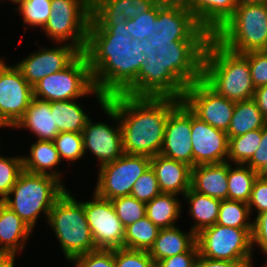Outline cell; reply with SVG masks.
Listing matches in <instances>:
<instances>
[{
	"label": "cell",
	"mask_w": 267,
	"mask_h": 267,
	"mask_svg": "<svg viewBox=\"0 0 267 267\" xmlns=\"http://www.w3.org/2000/svg\"><path fill=\"white\" fill-rule=\"evenodd\" d=\"M211 37L154 32L152 38H144L143 54L147 58L136 81L123 94L182 100L186 88L202 79L203 56Z\"/></svg>",
	"instance_id": "obj_1"
},
{
	"label": "cell",
	"mask_w": 267,
	"mask_h": 267,
	"mask_svg": "<svg viewBox=\"0 0 267 267\" xmlns=\"http://www.w3.org/2000/svg\"><path fill=\"white\" fill-rule=\"evenodd\" d=\"M144 39H133L127 23L89 26L84 54L92 81L106 97L123 94L137 79L147 55Z\"/></svg>",
	"instance_id": "obj_2"
},
{
	"label": "cell",
	"mask_w": 267,
	"mask_h": 267,
	"mask_svg": "<svg viewBox=\"0 0 267 267\" xmlns=\"http://www.w3.org/2000/svg\"><path fill=\"white\" fill-rule=\"evenodd\" d=\"M116 111L126 154H160L170 112L182 101L169 97L115 94L106 100Z\"/></svg>",
	"instance_id": "obj_3"
},
{
	"label": "cell",
	"mask_w": 267,
	"mask_h": 267,
	"mask_svg": "<svg viewBox=\"0 0 267 267\" xmlns=\"http://www.w3.org/2000/svg\"><path fill=\"white\" fill-rule=\"evenodd\" d=\"M202 80L218 95L233 102L253 98L248 59L243 54L229 51L211 37L203 56Z\"/></svg>",
	"instance_id": "obj_4"
},
{
	"label": "cell",
	"mask_w": 267,
	"mask_h": 267,
	"mask_svg": "<svg viewBox=\"0 0 267 267\" xmlns=\"http://www.w3.org/2000/svg\"><path fill=\"white\" fill-rule=\"evenodd\" d=\"M47 222L69 262L80 255L97 250L86 220L83 201L76 200L69 190L55 201Z\"/></svg>",
	"instance_id": "obj_5"
},
{
	"label": "cell",
	"mask_w": 267,
	"mask_h": 267,
	"mask_svg": "<svg viewBox=\"0 0 267 267\" xmlns=\"http://www.w3.org/2000/svg\"><path fill=\"white\" fill-rule=\"evenodd\" d=\"M66 190L65 185L52 176L23 170L2 202L34 230L38 216L42 213L48 218L55 201Z\"/></svg>",
	"instance_id": "obj_6"
},
{
	"label": "cell",
	"mask_w": 267,
	"mask_h": 267,
	"mask_svg": "<svg viewBox=\"0 0 267 267\" xmlns=\"http://www.w3.org/2000/svg\"><path fill=\"white\" fill-rule=\"evenodd\" d=\"M212 37L237 54L267 51V3L238 4Z\"/></svg>",
	"instance_id": "obj_7"
},
{
	"label": "cell",
	"mask_w": 267,
	"mask_h": 267,
	"mask_svg": "<svg viewBox=\"0 0 267 267\" xmlns=\"http://www.w3.org/2000/svg\"><path fill=\"white\" fill-rule=\"evenodd\" d=\"M93 93L100 106L107 100V97L93 85L84 53L63 70L47 75L33 86V97L48 102L76 100Z\"/></svg>",
	"instance_id": "obj_8"
},
{
	"label": "cell",
	"mask_w": 267,
	"mask_h": 267,
	"mask_svg": "<svg viewBox=\"0 0 267 267\" xmlns=\"http://www.w3.org/2000/svg\"><path fill=\"white\" fill-rule=\"evenodd\" d=\"M91 13L92 0H51V13L42 29L52 41L58 44L70 41L69 45L83 53Z\"/></svg>",
	"instance_id": "obj_9"
},
{
	"label": "cell",
	"mask_w": 267,
	"mask_h": 267,
	"mask_svg": "<svg viewBox=\"0 0 267 267\" xmlns=\"http://www.w3.org/2000/svg\"><path fill=\"white\" fill-rule=\"evenodd\" d=\"M252 230L215 223L196 234L199 255L214 260L252 261Z\"/></svg>",
	"instance_id": "obj_10"
},
{
	"label": "cell",
	"mask_w": 267,
	"mask_h": 267,
	"mask_svg": "<svg viewBox=\"0 0 267 267\" xmlns=\"http://www.w3.org/2000/svg\"><path fill=\"white\" fill-rule=\"evenodd\" d=\"M151 166V157L126 154L99 168L94 193L104 199L112 200L129 196L133 184Z\"/></svg>",
	"instance_id": "obj_11"
},
{
	"label": "cell",
	"mask_w": 267,
	"mask_h": 267,
	"mask_svg": "<svg viewBox=\"0 0 267 267\" xmlns=\"http://www.w3.org/2000/svg\"><path fill=\"white\" fill-rule=\"evenodd\" d=\"M182 101L201 120L227 132L235 102L218 95L202 79L186 88Z\"/></svg>",
	"instance_id": "obj_12"
},
{
	"label": "cell",
	"mask_w": 267,
	"mask_h": 267,
	"mask_svg": "<svg viewBox=\"0 0 267 267\" xmlns=\"http://www.w3.org/2000/svg\"><path fill=\"white\" fill-rule=\"evenodd\" d=\"M92 198L83 201V206L96 249L123 248L125 228L117 217L113 203L95 193Z\"/></svg>",
	"instance_id": "obj_13"
},
{
	"label": "cell",
	"mask_w": 267,
	"mask_h": 267,
	"mask_svg": "<svg viewBox=\"0 0 267 267\" xmlns=\"http://www.w3.org/2000/svg\"><path fill=\"white\" fill-rule=\"evenodd\" d=\"M101 108L108 117L117 122V125L113 127L108 123H94L89 118L82 130L84 154L90 150V153L92 152L91 154L98 158L100 166L113 162L124 154L117 111L107 101L101 105Z\"/></svg>",
	"instance_id": "obj_14"
},
{
	"label": "cell",
	"mask_w": 267,
	"mask_h": 267,
	"mask_svg": "<svg viewBox=\"0 0 267 267\" xmlns=\"http://www.w3.org/2000/svg\"><path fill=\"white\" fill-rule=\"evenodd\" d=\"M33 98V87L15 66L0 62V117L14 127L23 117Z\"/></svg>",
	"instance_id": "obj_15"
},
{
	"label": "cell",
	"mask_w": 267,
	"mask_h": 267,
	"mask_svg": "<svg viewBox=\"0 0 267 267\" xmlns=\"http://www.w3.org/2000/svg\"><path fill=\"white\" fill-rule=\"evenodd\" d=\"M160 154L193 167L191 110L183 101L168 116Z\"/></svg>",
	"instance_id": "obj_16"
},
{
	"label": "cell",
	"mask_w": 267,
	"mask_h": 267,
	"mask_svg": "<svg viewBox=\"0 0 267 267\" xmlns=\"http://www.w3.org/2000/svg\"><path fill=\"white\" fill-rule=\"evenodd\" d=\"M193 167L228 161L229 138L226 132L207 124L191 111Z\"/></svg>",
	"instance_id": "obj_17"
},
{
	"label": "cell",
	"mask_w": 267,
	"mask_h": 267,
	"mask_svg": "<svg viewBox=\"0 0 267 267\" xmlns=\"http://www.w3.org/2000/svg\"><path fill=\"white\" fill-rule=\"evenodd\" d=\"M54 48H42L21 60L15 66L33 87L38 81L69 66L81 52L69 44Z\"/></svg>",
	"instance_id": "obj_18"
},
{
	"label": "cell",
	"mask_w": 267,
	"mask_h": 267,
	"mask_svg": "<svg viewBox=\"0 0 267 267\" xmlns=\"http://www.w3.org/2000/svg\"><path fill=\"white\" fill-rule=\"evenodd\" d=\"M166 36H211L187 8L184 0H159L157 33Z\"/></svg>",
	"instance_id": "obj_19"
},
{
	"label": "cell",
	"mask_w": 267,
	"mask_h": 267,
	"mask_svg": "<svg viewBox=\"0 0 267 267\" xmlns=\"http://www.w3.org/2000/svg\"><path fill=\"white\" fill-rule=\"evenodd\" d=\"M159 0H92L90 26H116L150 10Z\"/></svg>",
	"instance_id": "obj_20"
},
{
	"label": "cell",
	"mask_w": 267,
	"mask_h": 267,
	"mask_svg": "<svg viewBox=\"0 0 267 267\" xmlns=\"http://www.w3.org/2000/svg\"><path fill=\"white\" fill-rule=\"evenodd\" d=\"M161 193L184 194L191 188L192 167L161 154L151 157Z\"/></svg>",
	"instance_id": "obj_21"
},
{
	"label": "cell",
	"mask_w": 267,
	"mask_h": 267,
	"mask_svg": "<svg viewBox=\"0 0 267 267\" xmlns=\"http://www.w3.org/2000/svg\"><path fill=\"white\" fill-rule=\"evenodd\" d=\"M229 162L192 167L191 188L219 200L228 199Z\"/></svg>",
	"instance_id": "obj_22"
},
{
	"label": "cell",
	"mask_w": 267,
	"mask_h": 267,
	"mask_svg": "<svg viewBox=\"0 0 267 267\" xmlns=\"http://www.w3.org/2000/svg\"><path fill=\"white\" fill-rule=\"evenodd\" d=\"M199 25L213 36L233 15L238 0H184Z\"/></svg>",
	"instance_id": "obj_23"
},
{
	"label": "cell",
	"mask_w": 267,
	"mask_h": 267,
	"mask_svg": "<svg viewBox=\"0 0 267 267\" xmlns=\"http://www.w3.org/2000/svg\"><path fill=\"white\" fill-rule=\"evenodd\" d=\"M32 231L18 214L0 201V253L18 254Z\"/></svg>",
	"instance_id": "obj_24"
},
{
	"label": "cell",
	"mask_w": 267,
	"mask_h": 267,
	"mask_svg": "<svg viewBox=\"0 0 267 267\" xmlns=\"http://www.w3.org/2000/svg\"><path fill=\"white\" fill-rule=\"evenodd\" d=\"M30 129L38 140L54 141L60 133L51 114L50 102L33 97L23 117L13 127Z\"/></svg>",
	"instance_id": "obj_25"
},
{
	"label": "cell",
	"mask_w": 267,
	"mask_h": 267,
	"mask_svg": "<svg viewBox=\"0 0 267 267\" xmlns=\"http://www.w3.org/2000/svg\"><path fill=\"white\" fill-rule=\"evenodd\" d=\"M196 243V234H187L177 227L160 229L149 255L157 264L160 260L187 252Z\"/></svg>",
	"instance_id": "obj_26"
},
{
	"label": "cell",
	"mask_w": 267,
	"mask_h": 267,
	"mask_svg": "<svg viewBox=\"0 0 267 267\" xmlns=\"http://www.w3.org/2000/svg\"><path fill=\"white\" fill-rule=\"evenodd\" d=\"M30 156H23V170L35 174L49 175L61 181L57 165L61 163L54 141L37 140L31 145ZM56 168V170H55Z\"/></svg>",
	"instance_id": "obj_27"
},
{
	"label": "cell",
	"mask_w": 267,
	"mask_h": 267,
	"mask_svg": "<svg viewBox=\"0 0 267 267\" xmlns=\"http://www.w3.org/2000/svg\"><path fill=\"white\" fill-rule=\"evenodd\" d=\"M183 198L190 204L189 212L196 222L191 226V231L195 234L217 222L221 200L200 194L192 188L184 194Z\"/></svg>",
	"instance_id": "obj_28"
},
{
	"label": "cell",
	"mask_w": 267,
	"mask_h": 267,
	"mask_svg": "<svg viewBox=\"0 0 267 267\" xmlns=\"http://www.w3.org/2000/svg\"><path fill=\"white\" fill-rule=\"evenodd\" d=\"M267 124L253 98L235 102L234 112L227 130L228 138H234L249 131L262 129Z\"/></svg>",
	"instance_id": "obj_29"
},
{
	"label": "cell",
	"mask_w": 267,
	"mask_h": 267,
	"mask_svg": "<svg viewBox=\"0 0 267 267\" xmlns=\"http://www.w3.org/2000/svg\"><path fill=\"white\" fill-rule=\"evenodd\" d=\"M175 194L161 193L146 203L145 215L159 228H171L181 217V203Z\"/></svg>",
	"instance_id": "obj_30"
},
{
	"label": "cell",
	"mask_w": 267,
	"mask_h": 267,
	"mask_svg": "<svg viewBox=\"0 0 267 267\" xmlns=\"http://www.w3.org/2000/svg\"><path fill=\"white\" fill-rule=\"evenodd\" d=\"M51 114L55 120L59 132L82 133L90 118L85 110L75 100L51 101Z\"/></svg>",
	"instance_id": "obj_31"
},
{
	"label": "cell",
	"mask_w": 267,
	"mask_h": 267,
	"mask_svg": "<svg viewBox=\"0 0 267 267\" xmlns=\"http://www.w3.org/2000/svg\"><path fill=\"white\" fill-rule=\"evenodd\" d=\"M159 228L145 215L124 229L123 248L149 251L154 245Z\"/></svg>",
	"instance_id": "obj_32"
},
{
	"label": "cell",
	"mask_w": 267,
	"mask_h": 267,
	"mask_svg": "<svg viewBox=\"0 0 267 267\" xmlns=\"http://www.w3.org/2000/svg\"><path fill=\"white\" fill-rule=\"evenodd\" d=\"M235 166L232 168L231 162L229 163L228 200L248 203L258 174L247 165L236 164Z\"/></svg>",
	"instance_id": "obj_33"
},
{
	"label": "cell",
	"mask_w": 267,
	"mask_h": 267,
	"mask_svg": "<svg viewBox=\"0 0 267 267\" xmlns=\"http://www.w3.org/2000/svg\"><path fill=\"white\" fill-rule=\"evenodd\" d=\"M262 129H256L246 134L229 138L228 162L246 165L261 143Z\"/></svg>",
	"instance_id": "obj_34"
},
{
	"label": "cell",
	"mask_w": 267,
	"mask_h": 267,
	"mask_svg": "<svg viewBox=\"0 0 267 267\" xmlns=\"http://www.w3.org/2000/svg\"><path fill=\"white\" fill-rule=\"evenodd\" d=\"M248 203L235 200H222L216 224L233 228H253ZM250 220V221H249Z\"/></svg>",
	"instance_id": "obj_35"
},
{
	"label": "cell",
	"mask_w": 267,
	"mask_h": 267,
	"mask_svg": "<svg viewBox=\"0 0 267 267\" xmlns=\"http://www.w3.org/2000/svg\"><path fill=\"white\" fill-rule=\"evenodd\" d=\"M18 13L23 17V22L36 26L37 28H43L47 23L51 13V0H19Z\"/></svg>",
	"instance_id": "obj_36"
},
{
	"label": "cell",
	"mask_w": 267,
	"mask_h": 267,
	"mask_svg": "<svg viewBox=\"0 0 267 267\" xmlns=\"http://www.w3.org/2000/svg\"><path fill=\"white\" fill-rule=\"evenodd\" d=\"M158 2L148 11L139 16L127 20V30L133 39L142 41L144 38H152L157 32Z\"/></svg>",
	"instance_id": "obj_37"
},
{
	"label": "cell",
	"mask_w": 267,
	"mask_h": 267,
	"mask_svg": "<svg viewBox=\"0 0 267 267\" xmlns=\"http://www.w3.org/2000/svg\"><path fill=\"white\" fill-rule=\"evenodd\" d=\"M111 202L124 228L145 216L146 203L131 195L114 198Z\"/></svg>",
	"instance_id": "obj_38"
},
{
	"label": "cell",
	"mask_w": 267,
	"mask_h": 267,
	"mask_svg": "<svg viewBox=\"0 0 267 267\" xmlns=\"http://www.w3.org/2000/svg\"><path fill=\"white\" fill-rule=\"evenodd\" d=\"M23 156L0 155V201L5 199L23 171Z\"/></svg>",
	"instance_id": "obj_39"
},
{
	"label": "cell",
	"mask_w": 267,
	"mask_h": 267,
	"mask_svg": "<svg viewBox=\"0 0 267 267\" xmlns=\"http://www.w3.org/2000/svg\"><path fill=\"white\" fill-rule=\"evenodd\" d=\"M54 143L60 159L76 161L85 155L82 133L61 132L55 137Z\"/></svg>",
	"instance_id": "obj_40"
},
{
	"label": "cell",
	"mask_w": 267,
	"mask_h": 267,
	"mask_svg": "<svg viewBox=\"0 0 267 267\" xmlns=\"http://www.w3.org/2000/svg\"><path fill=\"white\" fill-rule=\"evenodd\" d=\"M160 194L161 191L158 185V180L151 166L133 184L130 193L131 196L144 203L150 202Z\"/></svg>",
	"instance_id": "obj_41"
},
{
	"label": "cell",
	"mask_w": 267,
	"mask_h": 267,
	"mask_svg": "<svg viewBox=\"0 0 267 267\" xmlns=\"http://www.w3.org/2000/svg\"><path fill=\"white\" fill-rule=\"evenodd\" d=\"M115 267H156L146 250L114 249Z\"/></svg>",
	"instance_id": "obj_42"
},
{
	"label": "cell",
	"mask_w": 267,
	"mask_h": 267,
	"mask_svg": "<svg viewBox=\"0 0 267 267\" xmlns=\"http://www.w3.org/2000/svg\"><path fill=\"white\" fill-rule=\"evenodd\" d=\"M243 55L248 59L254 87L267 85V51H251Z\"/></svg>",
	"instance_id": "obj_43"
},
{
	"label": "cell",
	"mask_w": 267,
	"mask_h": 267,
	"mask_svg": "<svg viewBox=\"0 0 267 267\" xmlns=\"http://www.w3.org/2000/svg\"><path fill=\"white\" fill-rule=\"evenodd\" d=\"M70 262H73L75 267H115L114 249H97L80 255Z\"/></svg>",
	"instance_id": "obj_44"
},
{
	"label": "cell",
	"mask_w": 267,
	"mask_h": 267,
	"mask_svg": "<svg viewBox=\"0 0 267 267\" xmlns=\"http://www.w3.org/2000/svg\"><path fill=\"white\" fill-rule=\"evenodd\" d=\"M246 165L257 172L258 177L267 178V124L262 128L258 149Z\"/></svg>",
	"instance_id": "obj_45"
},
{
	"label": "cell",
	"mask_w": 267,
	"mask_h": 267,
	"mask_svg": "<svg viewBox=\"0 0 267 267\" xmlns=\"http://www.w3.org/2000/svg\"><path fill=\"white\" fill-rule=\"evenodd\" d=\"M250 213L255 209L257 214L267 211V178L257 177L254 182L250 200L248 202ZM253 207H255L253 209Z\"/></svg>",
	"instance_id": "obj_46"
},
{
	"label": "cell",
	"mask_w": 267,
	"mask_h": 267,
	"mask_svg": "<svg viewBox=\"0 0 267 267\" xmlns=\"http://www.w3.org/2000/svg\"><path fill=\"white\" fill-rule=\"evenodd\" d=\"M198 255L199 251L195 243L187 252L160 260L156 267H195Z\"/></svg>",
	"instance_id": "obj_47"
},
{
	"label": "cell",
	"mask_w": 267,
	"mask_h": 267,
	"mask_svg": "<svg viewBox=\"0 0 267 267\" xmlns=\"http://www.w3.org/2000/svg\"><path fill=\"white\" fill-rule=\"evenodd\" d=\"M254 243V244H253ZM258 245L261 251L267 255V211L257 214L253 222L252 248ZM267 262V260H266Z\"/></svg>",
	"instance_id": "obj_48"
},
{
	"label": "cell",
	"mask_w": 267,
	"mask_h": 267,
	"mask_svg": "<svg viewBox=\"0 0 267 267\" xmlns=\"http://www.w3.org/2000/svg\"><path fill=\"white\" fill-rule=\"evenodd\" d=\"M252 261L214 260L198 255L195 267H250Z\"/></svg>",
	"instance_id": "obj_49"
},
{
	"label": "cell",
	"mask_w": 267,
	"mask_h": 267,
	"mask_svg": "<svg viewBox=\"0 0 267 267\" xmlns=\"http://www.w3.org/2000/svg\"><path fill=\"white\" fill-rule=\"evenodd\" d=\"M253 99L267 121V85L256 88Z\"/></svg>",
	"instance_id": "obj_50"
},
{
	"label": "cell",
	"mask_w": 267,
	"mask_h": 267,
	"mask_svg": "<svg viewBox=\"0 0 267 267\" xmlns=\"http://www.w3.org/2000/svg\"><path fill=\"white\" fill-rule=\"evenodd\" d=\"M16 254L0 253V267H14Z\"/></svg>",
	"instance_id": "obj_51"
},
{
	"label": "cell",
	"mask_w": 267,
	"mask_h": 267,
	"mask_svg": "<svg viewBox=\"0 0 267 267\" xmlns=\"http://www.w3.org/2000/svg\"><path fill=\"white\" fill-rule=\"evenodd\" d=\"M239 4L267 3V0H238Z\"/></svg>",
	"instance_id": "obj_52"
},
{
	"label": "cell",
	"mask_w": 267,
	"mask_h": 267,
	"mask_svg": "<svg viewBox=\"0 0 267 267\" xmlns=\"http://www.w3.org/2000/svg\"><path fill=\"white\" fill-rule=\"evenodd\" d=\"M3 127H8V125L2 120V118L0 117V128Z\"/></svg>",
	"instance_id": "obj_53"
},
{
	"label": "cell",
	"mask_w": 267,
	"mask_h": 267,
	"mask_svg": "<svg viewBox=\"0 0 267 267\" xmlns=\"http://www.w3.org/2000/svg\"><path fill=\"white\" fill-rule=\"evenodd\" d=\"M10 1L16 4L19 0H10Z\"/></svg>",
	"instance_id": "obj_54"
},
{
	"label": "cell",
	"mask_w": 267,
	"mask_h": 267,
	"mask_svg": "<svg viewBox=\"0 0 267 267\" xmlns=\"http://www.w3.org/2000/svg\"><path fill=\"white\" fill-rule=\"evenodd\" d=\"M265 267H267V262L264 263ZM250 267H253V265L251 264ZM264 267V266H263Z\"/></svg>",
	"instance_id": "obj_55"
}]
</instances>
